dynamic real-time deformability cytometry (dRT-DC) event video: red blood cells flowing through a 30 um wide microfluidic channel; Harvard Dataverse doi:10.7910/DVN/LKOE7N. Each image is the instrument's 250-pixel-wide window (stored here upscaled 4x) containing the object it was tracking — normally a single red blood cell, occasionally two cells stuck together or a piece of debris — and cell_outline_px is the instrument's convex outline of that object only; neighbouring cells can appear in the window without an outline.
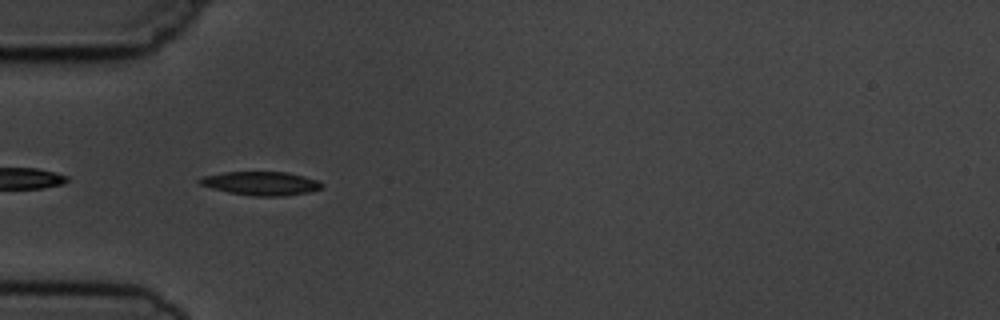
{"species": "common noctule bat (a hibernating species)", "species_latin": "Nyctalus noctula", "temperature_condition": "cold", "stored_images_in_passage": 3, "camera_frame_rate_fps": 3000, "um_per_image_px": 0.085, "animal": {"sex": "male", "body_mass_g": 19.5, "forearm_length_mm": 54.6}, "frame": {"image": 1, "passage_image": 2, "time_ms": 1.333, "image_size_px": [1000, 320], "cell_outline_px": [[324, 184], [320, 188], [308, 192], [284, 196], [252, 196], [228, 192], [212, 188], [200, 184], [196, 180], [200, 176], [224, 172], [288, 172], [320, 180]], "centroid_in_image_um": [22.17, 15.58], "position_along_channel_um": 62.8, "area_um2": 16.99}}
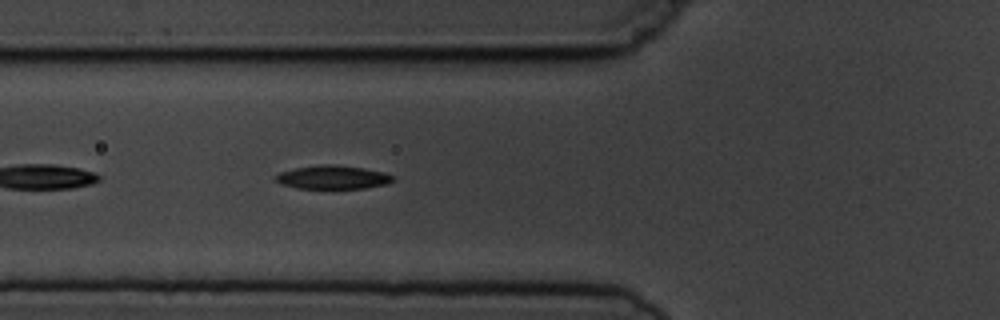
{"frame": {"image": 2, "passage_image": 3, "time_ms": 2.333, "image_size_px": [1000, 320], "cell_outline_px": [[396, 176], [388, 184], [364, 188], [296, 188], [280, 184], [272, 176], [280, 172], [296, 168], [316, 164], [332, 164], [364, 168], [384, 172]], "centroid_in_image_um": [28.27, 15.06], "position_along_channel_um": 97.5, "area_um2": 16.24}}